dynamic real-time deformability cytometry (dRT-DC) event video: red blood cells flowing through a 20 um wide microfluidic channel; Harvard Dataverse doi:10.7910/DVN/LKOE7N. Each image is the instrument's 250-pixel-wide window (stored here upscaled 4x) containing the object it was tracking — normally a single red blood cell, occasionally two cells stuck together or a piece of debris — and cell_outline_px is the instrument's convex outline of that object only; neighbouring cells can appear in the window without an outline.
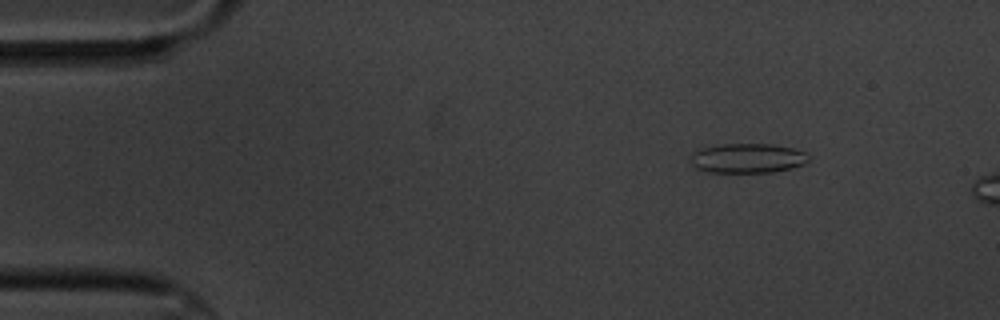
{"species": "common noctule bat (a hibernating species)", "species_latin": "Nyctalus noctula", "temperature_condition": "cold", "stored_images_in_passage": 5, "camera_frame_rate_fps": 3000, "um_per_image_px": 0.085, "animal": {"sex": "male", "body_mass_g": 20.1, "forearm_length_mm": 53.5}, "frame": {"image": 1, "passage_image": 3, "time_ms": 2.333, "image_size_px": [1000, 320], "cell_outline_px": [[812, 156], [804, 164], [792, 168], [772, 172], [708, 172], [696, 168], [692, 164], [692, 156], [700, 148], [716, 144], [772, 144], [792, 148], [808, 152]], "centroid_in_image_um": [63.6, 13.44], "position_along_channel_um": 21.4, "area_um2": 20.46}}